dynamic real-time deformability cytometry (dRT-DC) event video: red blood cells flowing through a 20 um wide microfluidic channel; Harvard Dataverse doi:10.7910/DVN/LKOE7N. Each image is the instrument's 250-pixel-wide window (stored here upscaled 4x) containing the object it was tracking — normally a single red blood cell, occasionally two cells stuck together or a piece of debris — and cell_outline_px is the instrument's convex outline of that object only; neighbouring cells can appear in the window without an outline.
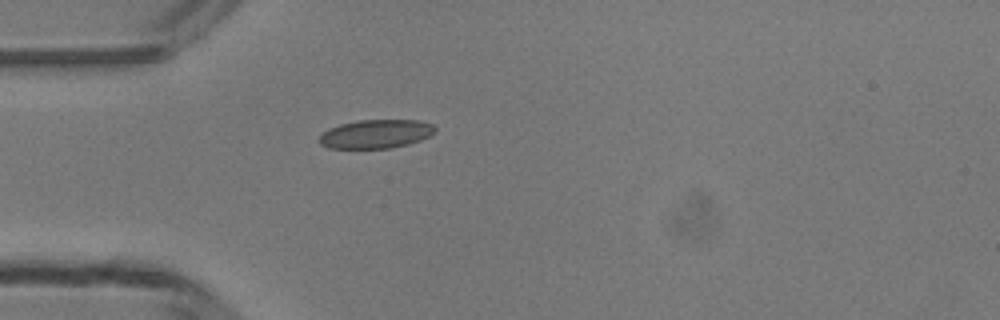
{"species": "common noctule bat (a hibernating species)", "species_latin": "Nyctalus noctula", "temperature_condition": "room temperature", "stored_images_in_passage": 36, "camera_frame_rate_fps": 3000, "um_per_image_px": 0.085, "animal": {"sex": "male", "body_mass_g": 13.3}, "frame": {"image": 1, "passage_image": 1, "time_ms": 0.0, "image_size_px": [1000, 320], "cell_outline_px": [[436, 132], [420, 140], [408, 144], [392, 148], [328, 148], [320, 144], [316, 140], [328, 128], [340, 124], [356, 120], [420, 120], [432, 124], [436, 128]], "centroid_in_image_um": [31.93, 11.38], "position_along_channel_um": 53.1, "area_um2": 19.54}}
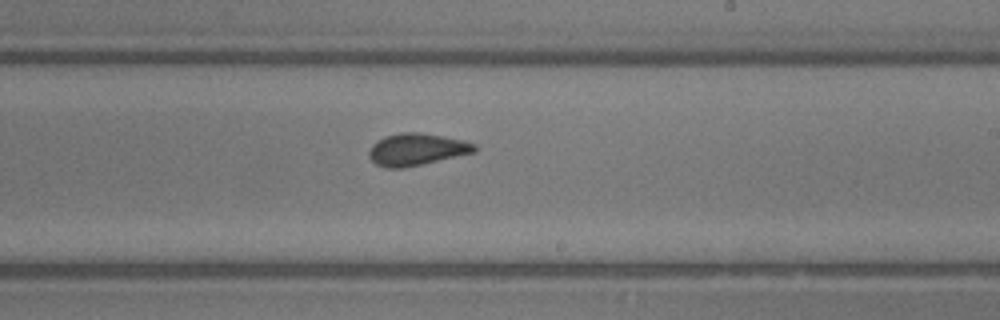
{"frame": {"image": 2, "passage_image": 16, "time_ms": 5.0, "image_size_px": [1000, 320], "cell_outline_px": [[476, 152], [420, 164], [400, 168], [384, 168], [376, 164], [368, 156], [368, 152], [372, 144], [376, 140], [384, 136], [400, 132], [420, 132], [464, 140], [476, 144]], "centroid_in_image_um": [35.38, 12.68], "position_along_channel_um": 253.6, "area_um2": 19.71}}
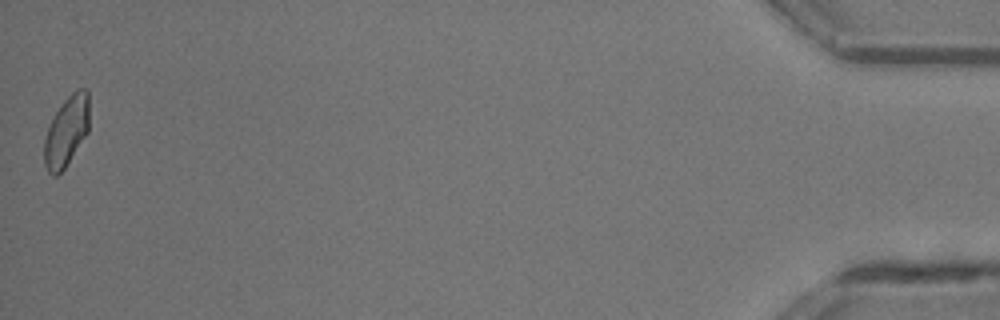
{"frame": {"image": 3, "passage_image": 36, "time_ms": 11.667, "image_size_px": [1000, 320], "cell_outline_px": [[88, 132], [64, 168], [56, 176], [52, 176], [48, 172], [44, 164], [44, 140], [48, 128], [56, 112], [64, 100], [76, 88], [84, 88], [88, 92]], "centroid_in_image_um": [5.64, 11.16], "position_along_channel_um": 429.6, "area_um2": 18.15}, "authors_computed_cell_mechanics": {"area_um2": 19.1318, "velocity_mm_per_s": 4.1641, "shape_relaxation_time_tau1_ms": 11.1757, "shape_relaxation_time_tau2_ms": 1.0051, "deformation_change_tau1": 0.1909, "deformation_change_tau2": 0.0798}}